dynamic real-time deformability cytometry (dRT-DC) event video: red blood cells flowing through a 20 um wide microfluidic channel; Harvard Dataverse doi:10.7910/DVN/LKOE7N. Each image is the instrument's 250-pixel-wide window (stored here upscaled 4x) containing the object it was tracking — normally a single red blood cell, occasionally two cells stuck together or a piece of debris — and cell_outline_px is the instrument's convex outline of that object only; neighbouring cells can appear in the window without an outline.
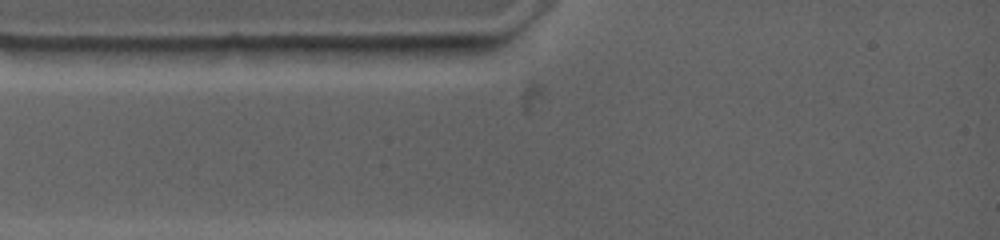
{"species": "common noctule bat (a hibernating species)", "species_latin": "Nyctalus noctula", "temperature_condition": "warm", "stored_images_in_passage": 2, "camera_frame_rate_fps": 4500, "um_per_image_px": 0.085, "animal": {"sex": "female", "body_mass_g": 19.0, "forearm_length_mm": 53.3}, "frame": {"image": 1, "passage_image": 1, "time_ms": 0.0, "image_size_px": [1000, 240], "cell_outline_px": [[468, 48], [432, 56], [356, 64], [300, 48], [384, 44], [464, 44]], "centroid_in_image_um": [32.71, 4.4], "position_along_channel_um": 52.3, "area_um2": 14.45}}